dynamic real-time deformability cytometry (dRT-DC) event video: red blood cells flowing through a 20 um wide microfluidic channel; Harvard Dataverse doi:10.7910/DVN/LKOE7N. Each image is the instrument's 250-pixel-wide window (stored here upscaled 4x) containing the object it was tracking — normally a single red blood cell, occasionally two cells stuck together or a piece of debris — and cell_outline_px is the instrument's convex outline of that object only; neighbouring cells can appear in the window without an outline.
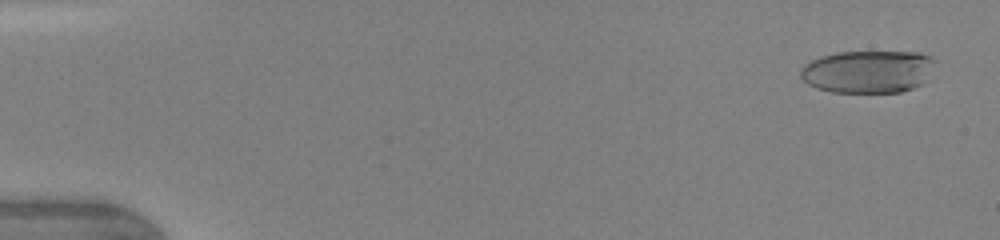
{"species": "human", "species_latin": "Homo sapiens", "temperature_condition": "warm", "stored_images_in_passage": 23, "camera_frame_rate_fps": 3000, "um_per_image_px": 0.085, "donor": {"sex": "female"}, "frame": {"image": 1, "passage_image": 2, "time_ms": 0.667, "image_size_px": [1000, 240], "cell_outline_px": [[936, 60], [920, 84], [912, 88], [900, 92], [832, 92], [816, 88], [808, 84], [800, 76], [800, 68], [804, 64], [820, 56], [836, 52], [920, 52], [932, 56]], "centroid_in_image_um": [73.72, 6.07], "position_along_channel_um": 11.3, "area_um2": 33.29}}
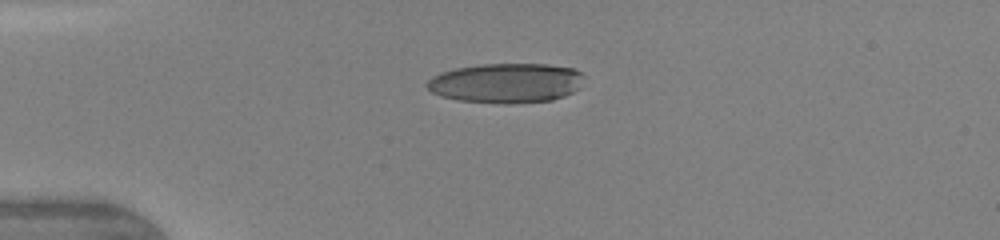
{"frame": {"image": 2, "passage_image": 13, "time_ms": 4.0, "image_size_px": [1000, 240], "cell_outline_px": [[584, 76], [580, 88], [564, 96], [552, 100], [508, 104], [504, 104], [460, 100], [440, 96], [432, 92], [424, 84], [432, 76], [440, 72], [456, 68], [480, 64], [548, 64], [576, 68]], "centroid_in_image_um": [43.04, 7.05], "position_along_channel_um": 42.0, "area_um2": 36.65}}